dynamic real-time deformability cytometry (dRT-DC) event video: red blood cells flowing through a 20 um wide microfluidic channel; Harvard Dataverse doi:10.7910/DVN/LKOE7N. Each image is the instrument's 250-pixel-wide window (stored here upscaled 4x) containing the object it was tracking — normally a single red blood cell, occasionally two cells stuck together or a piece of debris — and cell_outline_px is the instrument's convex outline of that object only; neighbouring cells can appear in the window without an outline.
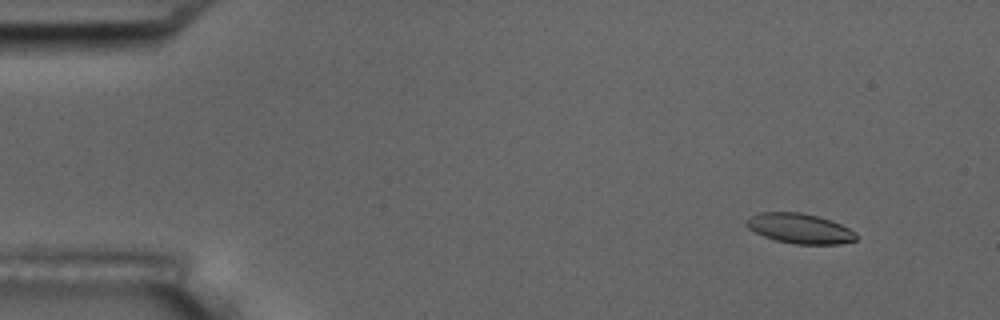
{"species": "common noctule bat (a hibernating species)", "species_latin": "Nyctalus noctula", "temperature_condition": "room temperature", "stored_images_in_passage": 5, "camera_frame_rate_fps": 3000, "um_per_image_px": 0.085, "animal": {"sex": "male", "body_mass_g": 17.5, "forearm_length_mm": 52.3}, "frame": {"image": 1, "passage_image": 2, "time_ms": 1.0, "image_size_px": [1000, 320], "cell_outline_px": [[860, 236], [856, 240], [840, 244], [796, 244], [776, 240], [764, 236], [748, 228], [744, 224], [752, 216], [760, 212], [800, 212], [832, 220], [856, 232]], "centroid_in_image_um": [68.02, 19.42], "position_along_channel_um": 17.0, "area_um2": 19.13}}
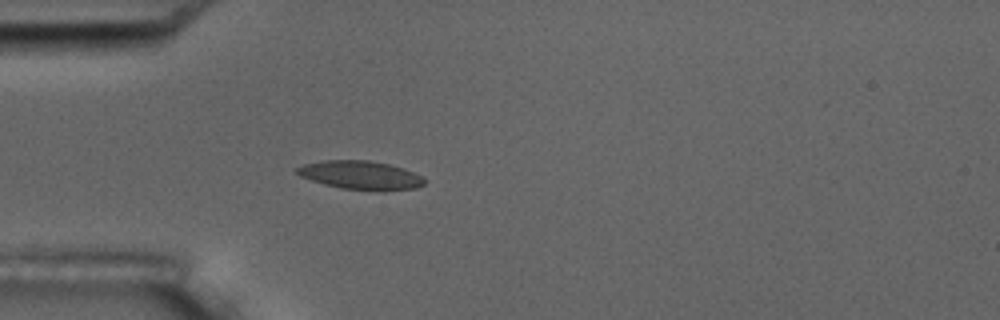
{"frame": {"image": 2, "passage_image": 5, "time_ms": 4.667, "image_size_px": [1000, 320], "cell_outline_px": [[424, 184], [416, 188], [384, 192], [380, 192], [340, 188], [324, 184], [300, 176], [296, 172], [296, 168], [304, 164], [324, 160], [368, 160], [388, 164], [404, 168], [420, 176], [424, 180]], "centroid_in_image_um": [30.66, 14.91], "position_along_channel_um": 54.3, "area_um2": 21.39}}